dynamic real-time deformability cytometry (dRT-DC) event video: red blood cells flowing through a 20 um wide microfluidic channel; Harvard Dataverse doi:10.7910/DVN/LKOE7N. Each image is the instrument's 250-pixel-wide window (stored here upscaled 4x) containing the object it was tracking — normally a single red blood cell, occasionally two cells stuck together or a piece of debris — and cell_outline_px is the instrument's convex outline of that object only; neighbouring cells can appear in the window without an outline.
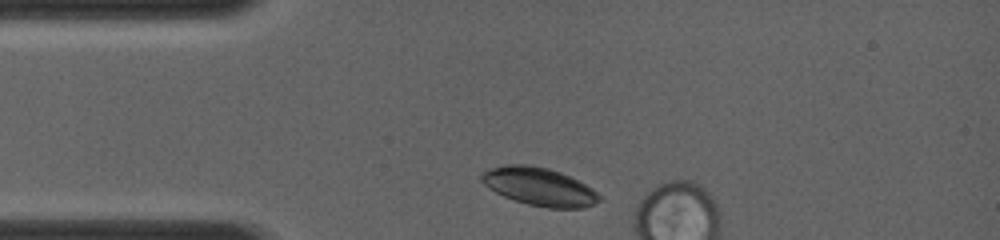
{"species": "common noctule bat (a hibernating species)", "species_latin": "Nyctalus noctula", "temperature_condition": "room temperature", "stored_images_in_passage": 3, "camera_frame_rate_fps": 4000, "um_per_image_px": 0.085, "animal": {"sex": "female", "body_mass_g": 19.0, "forearm_length_mm": 56.7}, "frame": {"image": 1, "passage_image": 1, "time_ms": 0.0, "image_size_px": [1000, 240], "cell_outline_px": [[600, 196], [592, 204], [580, 208], [548, 208], [528, 204], [504, 196], [488, 188], [480, 180], [480, 176], [484, 172], [492, 168], [508, 164], [524, 164], [548, 168], [560, 172], [584, 184], [596, 192]], "centroid_in_image_um": [45.78, 15.86], "position_along_channel_um": 39.2, "area_um2": 25.49}}